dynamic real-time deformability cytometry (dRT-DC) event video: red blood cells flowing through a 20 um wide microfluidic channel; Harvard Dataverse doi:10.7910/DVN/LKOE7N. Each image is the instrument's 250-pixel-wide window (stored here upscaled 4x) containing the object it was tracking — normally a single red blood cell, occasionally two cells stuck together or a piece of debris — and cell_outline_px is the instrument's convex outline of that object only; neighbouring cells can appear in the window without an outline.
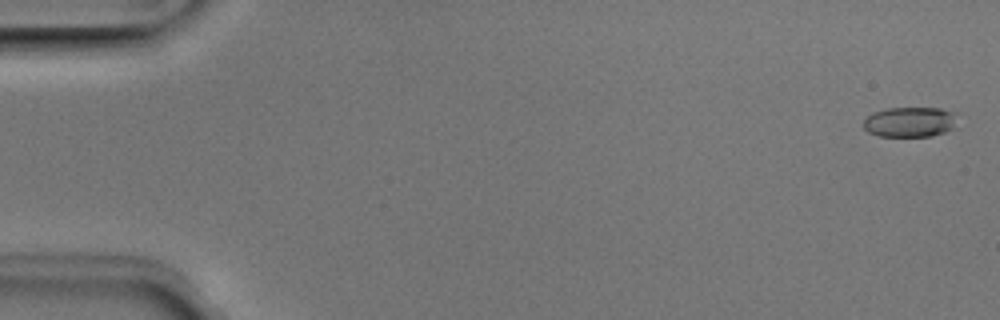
{"species": "Egyptian fruit bat (a non-hibernating species)", "species_latin": "Rousettus aegyptiacus", "temperature_condition": "room temperature", "stored_images_in_passage": 10, "camera_frame_rate_fps": 3000, "um_per_image_px": 0.085, "animal": {"sex": "male"}, "frame": {"image": 1, "passage_image": 2, "time_ms": 0.333, "image_size_px": [1000, 320], "cell_outline_px": [[960, 112], [956, 128], [932, 136], [880, 136], [868, 132], [864, 128], [864, 120], [872, 112], [884, 108], [940, 108]], "centroid_in_image_um": [77.44, 10.35], "position_along_channel_um": 7.6, "area_um2": 16.99}}